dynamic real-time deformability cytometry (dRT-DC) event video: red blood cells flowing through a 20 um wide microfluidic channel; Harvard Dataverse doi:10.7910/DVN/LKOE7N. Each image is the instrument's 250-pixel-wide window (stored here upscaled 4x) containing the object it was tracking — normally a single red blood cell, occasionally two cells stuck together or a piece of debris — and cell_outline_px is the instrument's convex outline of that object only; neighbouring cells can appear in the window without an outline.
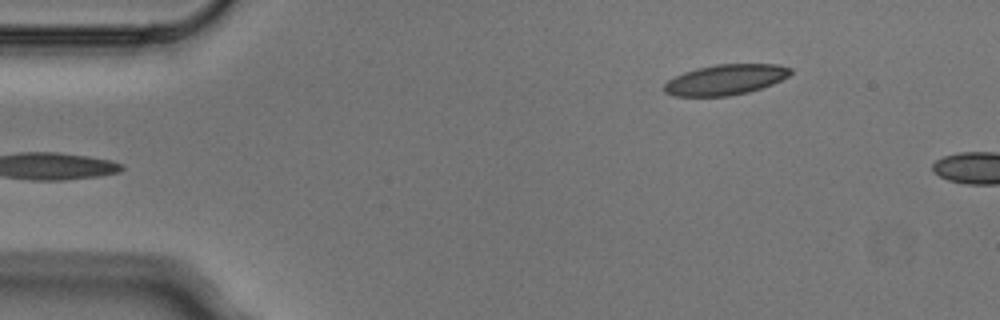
{"species": "Egyptian fruit bat (a non-hibernating species)", "species_latin": "Rousettus aegyptiacus", "temperature_condition": "cold", "stored_images_in_passage": 3, "camera_frame_rate_fps": 3000, "um_per_image_px": 0.085, "animal": {"sex": "male"}, "frame": {"image": 1, "passage_image": 3, "time_ms": 0.667, "image_size_px": [1000, 320], "cell_outline_px": [[792, 72], [788, 76], [772, 84], [748, 92], [728, 96], [672, 96], [664, 92], [664, 84], [668, 80], [684, 72], [696, 68], [716, 64], [776, 64], [792, 68]], "centroid_in_image_um": [61.65, 6.77], "position_along_channel_um": 23.4, "area_um2": 22.37}}